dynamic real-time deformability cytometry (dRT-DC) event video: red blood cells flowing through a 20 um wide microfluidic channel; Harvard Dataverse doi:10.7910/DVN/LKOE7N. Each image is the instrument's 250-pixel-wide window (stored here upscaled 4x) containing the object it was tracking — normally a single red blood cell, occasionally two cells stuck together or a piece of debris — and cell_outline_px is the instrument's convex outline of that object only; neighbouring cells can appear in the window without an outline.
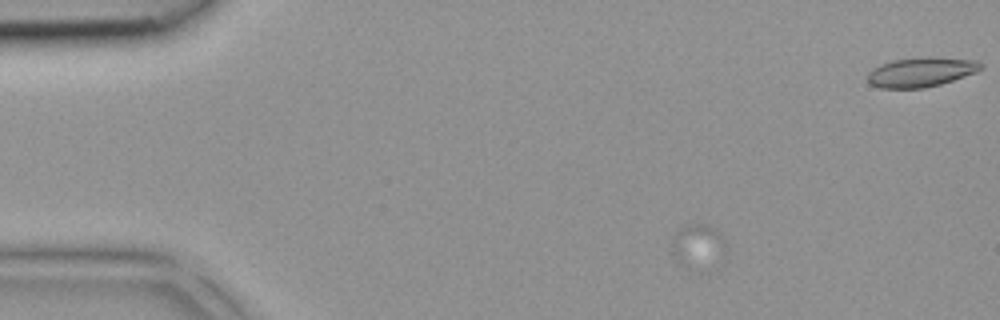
{"species": "common noctule bat (a hibernating species)", "species_latin": "Nyctalus noctula", "temperature_condition": "room temperature", "stored_images_in_passage": 49, "camera_frame_rate_fps": 3000, "um_per_image_px": 0.085, "animal": {"sex": "female", "body_mass_g": 18.4}, "frame": {"image": 1, "passage_image": 1, "time_ms": 0.0, "image_size_px": [1000, 320], "cell_outline_px": [[724, 244], [700, 272], [696, 272], [680, 264], [676, 260], [676, 236], [680, 228], [688, 224], [700, 224], [716, 232], [724, 240]], "centroid_in_image_um": [59.23, 20.93], "position_along_channel_um": 25.8, "area_um2": 11.96}}
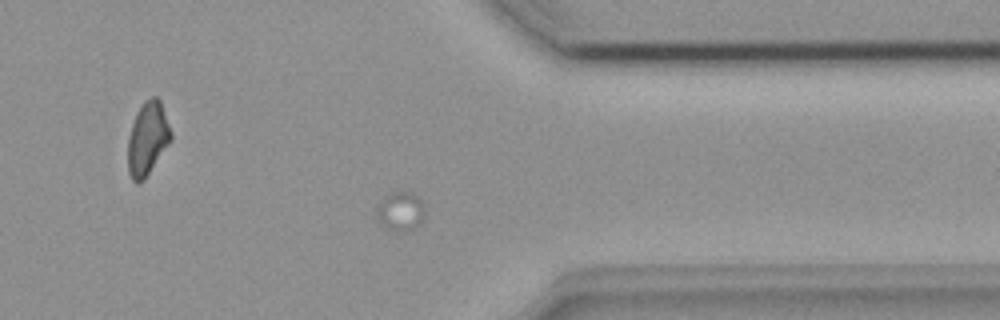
{"frame": {"image": 2, "passage_image": 36, "time_ms": 11.667, "image_size_px": [1000, 320], "cell_outline_px": [[424, 220], [420, 224], [404, 232], [392, 232], [380, 224], [376, 220], [376, 208], [392, 192], [412, 192], [420, 196], [424, 204]], "centroid_in_image_um": [34.07, 17.99], "position_along_channel_um": 377.3, "area_um2": 11.21}}
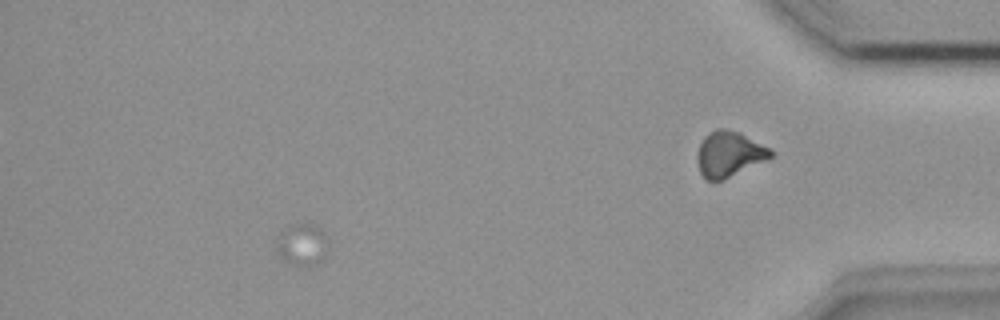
{"frame": {"image": 3, "passage_image": 43, "time_ms": 14.0, "image_size_px": [1000, 320], "cell_outline_px": [[328, 240], [320, 260], [316, 264], [304, 268], [296, 268], [284, 260], [280, 256], [276, 248], [276, 236], [288, 224], [308, 224], [320, 228], [324, 232]], "centroid_in_image_um": [25.61, 20.81], "position_along_channel_um": 409.6, "area_um2": 12.83}}